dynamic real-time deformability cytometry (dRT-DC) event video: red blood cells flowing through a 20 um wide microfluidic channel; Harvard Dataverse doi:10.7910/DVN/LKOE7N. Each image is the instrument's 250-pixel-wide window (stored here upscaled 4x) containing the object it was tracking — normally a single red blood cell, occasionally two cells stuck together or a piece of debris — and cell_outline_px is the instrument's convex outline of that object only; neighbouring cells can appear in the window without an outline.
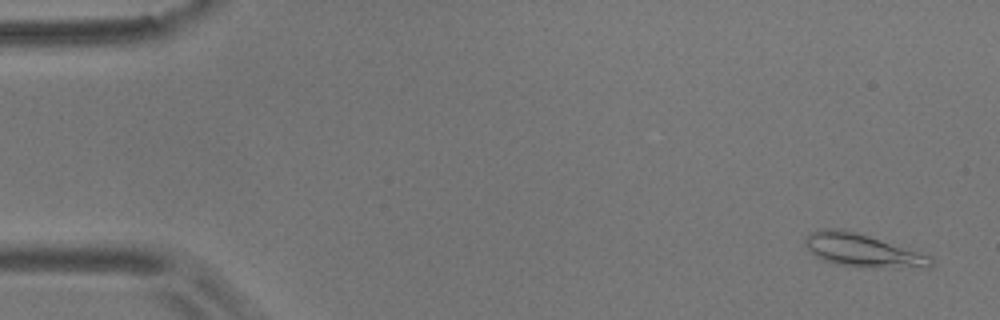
{"species": "common noctule bat (a hibernating species)", "species_latin": "Nyctalus noctula", "temperature_condition": "room temperature", "stored_images_in_passage": 5, "camera_frame_rate_fps": 3000, "um_per_image_px": 0.085, "animal": {"sex": "male", "body_mass_g": 17.9}, "frame": {"image": 1, "passage_image": 1, "time_ms": 0.0, "image_size_px": [1000, 320], "cell_outline_px": [[932, 268], [872, 268], [836, 264], [824, 260], [816, 256], [808, 248], [804, 240], [812, 232], [824, 228], [844, 228], [932, 256]], "centroid_in_image_um": [73.37, 21.3], "position_along_channel_um": 11.6, "area_um2": 24.22}}
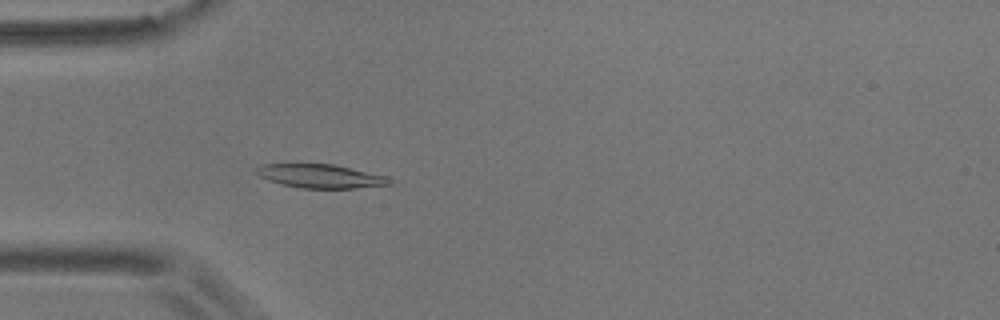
{"frame": {"image": 2, "passage_image": 5, "time_ms": 4.667, "image_size_px": [1000, 320], "cell_outline_px": [[396, 180], [392, 184], [356, 188], [300, 188], [280, 184], [268, 180], [260, 176], [256, 172], [256, 168], [260, 164], [332, 164], [388, 176]], "centroid_in_image_um": [27.29, 14.97], "position_along_channel_um": 57.7, "area_um2": 18.5}}